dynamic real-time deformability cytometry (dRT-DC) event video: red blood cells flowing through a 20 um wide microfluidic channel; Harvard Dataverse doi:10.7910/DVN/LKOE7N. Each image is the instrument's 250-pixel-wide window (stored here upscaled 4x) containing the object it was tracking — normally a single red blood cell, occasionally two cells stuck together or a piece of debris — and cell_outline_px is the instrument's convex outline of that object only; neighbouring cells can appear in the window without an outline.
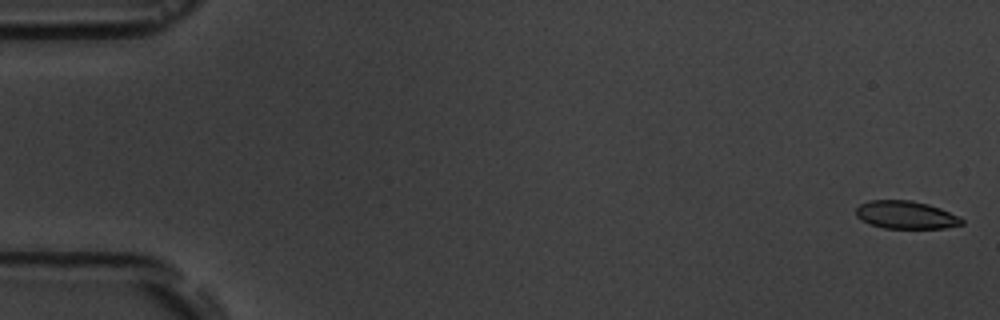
{"species": "common noctule bat (a hibernating species)", "species_latin": "Nyctalus noctula", "temperature_condition": "room temperature", "stored_images_in_passage": 6, "camera_frame_rate_fps": 3000, "um_per_image_px": 0.085, "animal": {"sex": "male", "body_mass_g": 19.5, "forearm_length_mm": 54.6}, "frame": {"image": 1, "passage_image": 1, "time_ms": 0.0, "image_size_px": [1000, 320], "cell_outline_px": [[964, 224], [944, 228], [884, 228], [872, 224], [856, 216], [856, 208], [860, 204], [868, 200], [912, 200], [928, 204], [940, 208], [960, 216], [964, 220]], "centroid_in_image_um": [77.03, 18.26], "position_along_channel_um": 8.0, "area_um2": 17.17}}
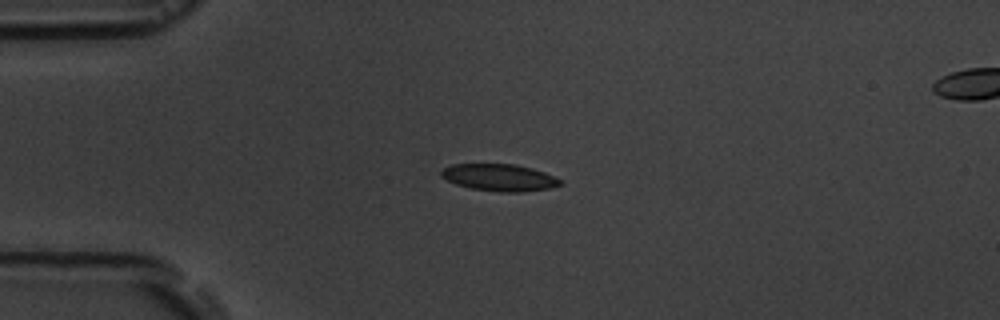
{"frame": {"image": 2, "passage_image": 4, "time_ms": 4.333, "image_size_px": [1000, 320], "cell_outline_px": [[560, 184], [552, 188], [524, 192], [500, 192], [472, 188], [456, 184], [440, 176], [440, 172], [444, 168], [452, 164], [516, 164], [532, 168], [544, 172], [560, 180]], "centroid_in_image_um": [42.44, 15.09], "position_along_channel_um": 42.6, "area_um2": 18.61}}